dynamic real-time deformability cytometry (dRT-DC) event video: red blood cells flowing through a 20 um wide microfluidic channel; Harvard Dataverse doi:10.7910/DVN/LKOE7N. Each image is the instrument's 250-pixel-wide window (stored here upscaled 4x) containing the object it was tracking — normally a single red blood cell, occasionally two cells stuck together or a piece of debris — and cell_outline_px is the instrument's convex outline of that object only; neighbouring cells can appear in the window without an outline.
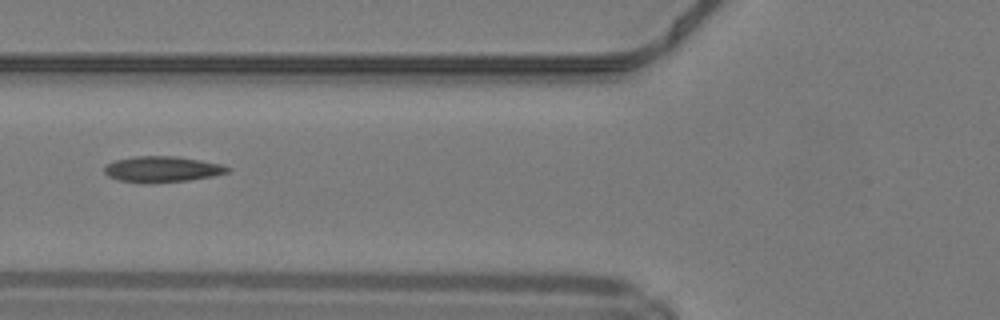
{"species": "common noctule bat (a hibernating species)", "species_latin": "Nyctalus noctula", "temperature_condition": "warm", "stored_images_in_passage": 33, "camera_frame_rate_fps": 3000, "um_per_image_px": 0.085, "animal": {"sex": "male", "body_mass_g": 19.2, "forearm_length_mm": 51.8}, "frame": {"image": 1, "passage_image": 6, "time_ms": 1.667, "image_size_px": [1000, 320], "cell_outline_px": [[232, 168], [228, 172], [212, 176], [188, 180], [148, 184], [120, 180], [108, 176], [104, 172], [104, 168], [108, 164], [116, 160], [136, 156], [176, 156], [200, 160], [220, 164]], "centroid_in_image_um": [13.78, 14.39], "position_along_channel_um": 112.0, "area_um2": 18.5}, "authors_computed_cell_mechanics": {"area_um2": 18.207, "velocity_mm_per_s": 4.2426, "shape_relaxation_time_tau1_ms": 8.7834, "shape_relaxation_time_tau2_ms": 2.0369, "deformation_change_tau1": 0.2509, "deformation_change_tau2": 0.0981}}